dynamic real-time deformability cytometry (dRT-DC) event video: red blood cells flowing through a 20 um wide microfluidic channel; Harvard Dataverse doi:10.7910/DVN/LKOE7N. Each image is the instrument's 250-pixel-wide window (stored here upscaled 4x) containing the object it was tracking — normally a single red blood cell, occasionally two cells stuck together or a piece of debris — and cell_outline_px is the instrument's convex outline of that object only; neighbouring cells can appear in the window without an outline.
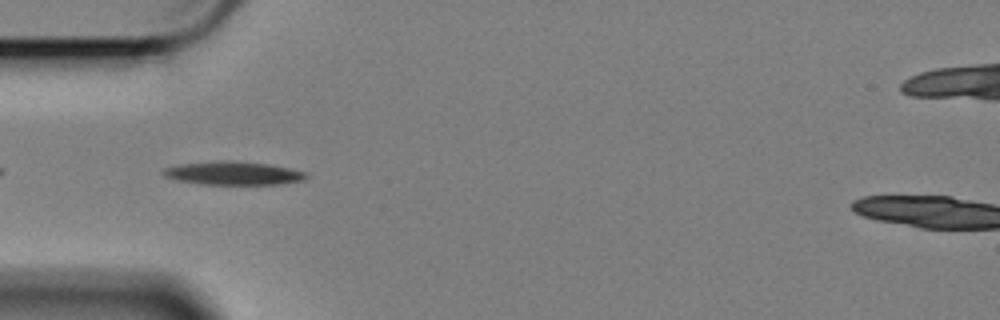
{"species": "Egyptian fruit bat (a non-hibernating species)", "species_latin": "Rousettus aegyptiacus", "temperature_condition": "cold", "stored_images_in_passage": 44, "camera_frame_rate_fps": 3000, "um_per_image_px": 0.085, "animal": {"sex": "female"}, "frame": {"image": 1, "passage_image": 3, "time_ms": 0.667, "image_size_px": [1000, 320], "cell_outline_px": [[308, 176], [304, 180], [280, 184], [200, 184], [176, 180], [164, 176], [160, 172], [164, 168], [180, 164], [212, 160], [232, 160], [268, 164], [308, 172]], "centroid_in_image_um": [19.8, 14.71], "position_along_channel_um": 65.2, "area_um2": 19.71}}
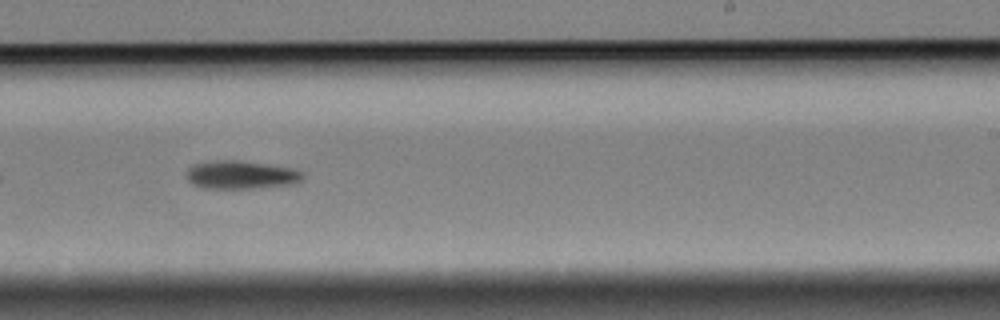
{"frame": {"image": 2, "passage_image": 21, "time_ms": 6.667, "image_size_px": [1000, 320], "cell_outline_px": [[304, 176], [296, 184], [248, 188], [200, 188], [192, 184], [188, 180], [188, 168], [192, 164], [212, 160], [240, 160], [296, 168], [304, 172]], "centroid_in_image_um": [20.51, 14.84], "position_along_channel_um": 268.5, "area_um2": 19.36}}
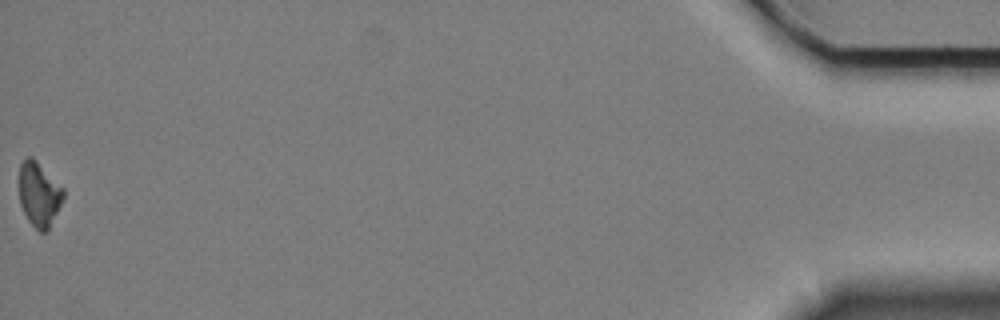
{"frame": {"image": 3, "passage_image": 44, "time_ms": 14.333, "image_size_px": [1000, 320], "cell_outline_px": [[64, 196], [48, 232], [40, 232], [28, 220], [20, 204], [20, 164], [28, 156], [32, 156], [64, 188]], "centroid_in_image_um": [3.34, 16.52], "position_along_channel_um": 431.9, "area_um2": 16.47}, "authors_computed_cell_mechanics": {"area_um2": 18.5249, "velocity_mm_per_s": 3.3896, "shape_relaxation_time_tau1_ms": 2.0702, "shape_relaxation_time_tau2_ms": null, "deformation_change_tau1": 0.129, "deformation_change_tau2": null}}